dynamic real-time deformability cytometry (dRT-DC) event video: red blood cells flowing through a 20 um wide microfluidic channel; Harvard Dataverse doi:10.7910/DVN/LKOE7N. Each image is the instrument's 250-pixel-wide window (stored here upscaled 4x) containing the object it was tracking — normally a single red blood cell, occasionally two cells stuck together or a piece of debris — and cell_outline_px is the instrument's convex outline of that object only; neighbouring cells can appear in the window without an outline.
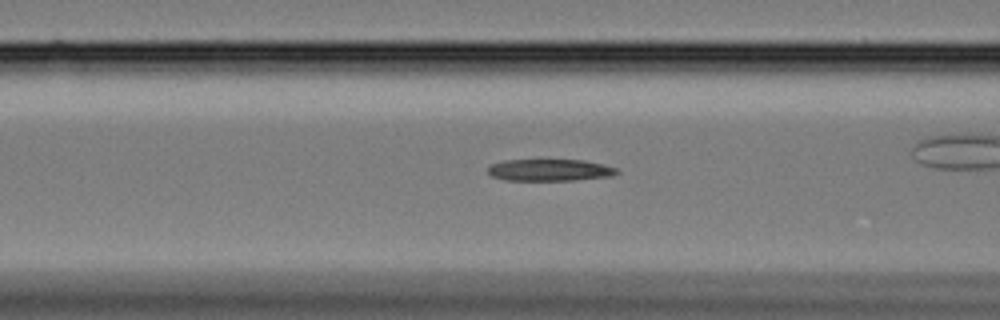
{"species": "Egyptian fruit bat (a non-hibernating species)", "species_latin": "Rousettus aegyptiacus", "temperature_condition": "cold", "stored_images_in_passage": 31, "camera_frame_rate_fps": 3000, "um_per_image_px": 0.085, "animal": {"sex": "female"}, "frame": {"image": 1, "passage_image": 8, "time_ms": 2.333, "image_size_px": [1000, 320], "cell_outline_px": [[620, 172], [612, 176], [576, 180], [504, 180], [492, 176], [488, 172], [488, 168], [492, 164], [504, 160], [584, 160], [604, 164], [616, 168]], "centroid_in_image_um": [46.76, 14.45], "position_along_channel_um": 119.8, "area_um2": 16.42}}
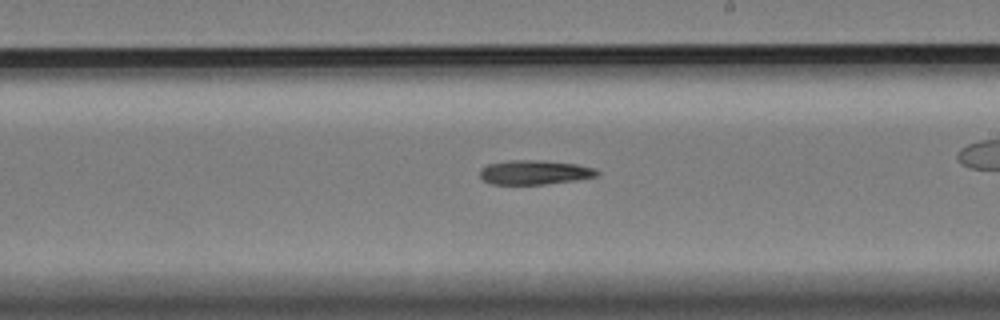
{"frame": {"image": 2, "passage_image": 19, "time_ms": 6.0, "image_size_px": [1000, 320], "cell_outline_px": [[600, 172], [596, 176], [576, 180], [544, 184], [492, 184], [484, 180], [480, 176], [480, 168], [488, 164], [508, 160], [540, 160], [576, 164], [596, 168]], "centroid_in_image_um": [45.44, 14.64], "position_along_channel_um": 243.6, "area_um2": 16.59}}
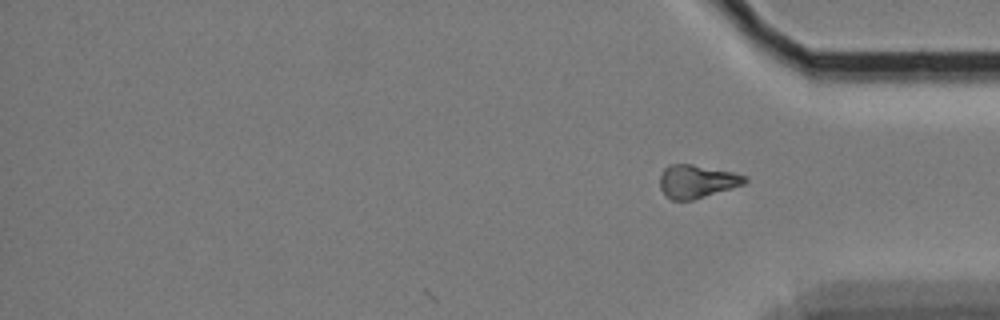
{"frame": {"image": 3, "passage_image": 31, "time_ms": 10.0, "image_size_px": [1000, 320], "cell_outline_px": [[748, 180], [744, 184], [732, 188], [692, 200], [672, 200], [660, 188], [660, 176], [664, 168], [668, 164], [692, 164], [732, 172], [748, 176]], "centroid_in_image_um": [59.24, 15.4], "position_along_channel_um": 376.0, "area_um2": 16.3}, "authors_computed_cell_mechanics": {"area_um2": 16.5886, "velocity_mm_per_s": 3.3638, "shape_relaxation_time_tau1_ms": 9.3293, "shape_relaxation_time_tau2_ms": null, "deformation_change_tau1": 0.1816, "deformation_change_tau2": null}}